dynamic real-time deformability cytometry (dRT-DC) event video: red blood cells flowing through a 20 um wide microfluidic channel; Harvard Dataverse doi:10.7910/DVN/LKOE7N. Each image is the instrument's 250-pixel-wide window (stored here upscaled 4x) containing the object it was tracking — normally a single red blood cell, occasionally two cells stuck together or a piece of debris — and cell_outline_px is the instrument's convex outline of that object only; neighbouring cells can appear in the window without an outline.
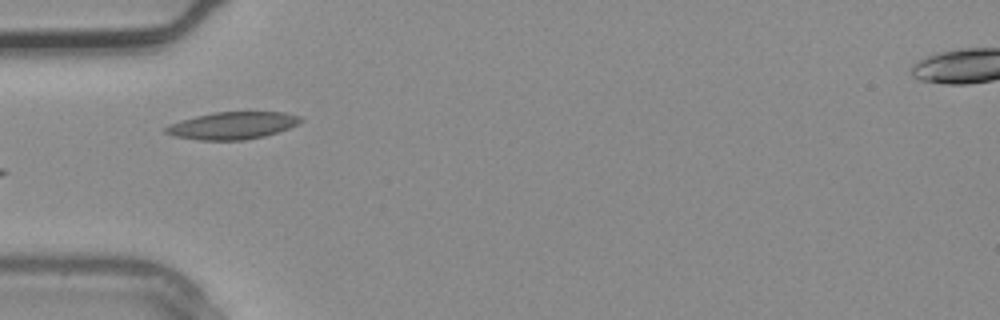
{"species": "common noctule bat (a hibernating species)", "species_latin": "Nyctalus noctula", "temperature_condition": "warm", "stored_images_in_passage": 3, "camera_frame_rate_fps": 3000, "um_per_image_px": 0.085, "animal": {"sex": "male", "body_mass_g": 20.4}, "frame": {"image": 1, "passage_image": 3, "time_ms": 0.667, "image_size_px": [1000, 320], "cell_outline_px": [[304, 120], [300, 124], [264, 136], [244, 140], [200, 140], [172, 136], [164, 132], [164, 128], [168, 124], [180, 120], [212, 112], [284, 112], [300, 116]], "centroid_in_image_um": [19.74, 10.67], "position_along_channel_um": 65.3, "area_um2": 21.56}}